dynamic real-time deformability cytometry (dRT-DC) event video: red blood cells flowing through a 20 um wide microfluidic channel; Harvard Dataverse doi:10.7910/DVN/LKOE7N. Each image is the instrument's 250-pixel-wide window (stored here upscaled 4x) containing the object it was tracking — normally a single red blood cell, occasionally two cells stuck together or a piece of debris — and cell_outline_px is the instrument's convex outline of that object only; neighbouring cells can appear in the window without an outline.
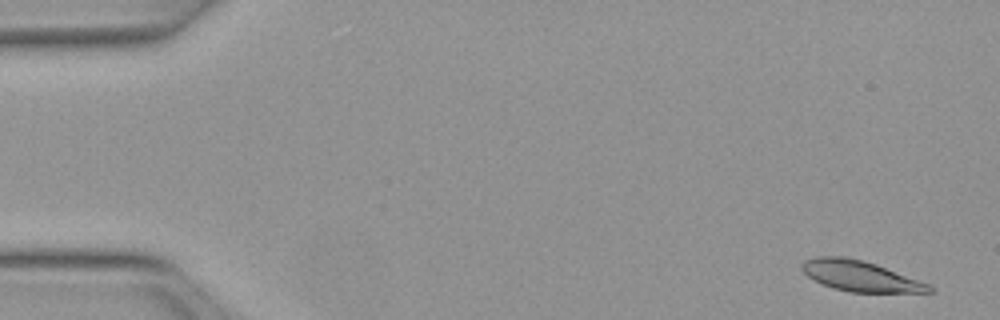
{"species": "Egyptian fruit bat (a non-hibernating species)", "species_latin": "Rousettus aegyptiacus", "temperature_condition": "warm", "stored_images_in_passage": 19, "camera_frame_rate_fps": 3000, "um_per_image_px": 0.085, "animal": {"sex": "female"}, "frame": {"image": 1, "passage_image": 3, "time_ms": 0.667, "image_size_px": [1000, 320], "cell_outline_px": [[932, 292], [848, 292], [832, 288], [808, 276], [800, 268], [800, 264], [804, 260], [816, 256], [848, 256], [864, 260], [876, 264], [932, 284]], "centroid_in_image_um": [73.12, 23.44], "position_along_channel_um": 11.9, "area_um2": 22.83}}
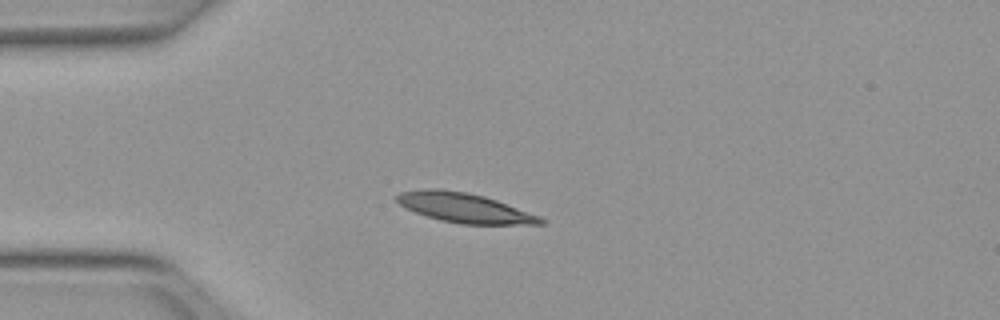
{"frame": {"image": 2, "passage_image": 14, "time_ms": 4.333, "image_size_px": [1000, 320], "cell_outline_px": [[544, 224], [460, 224], [440, 220], [416, 212], [400, 204], [396, 200], [396, 196], [400, 192], [432, 188], [440, 188], [468, 192], [484, 196], [496, 200], [540, 216], [544, 220]], "centroid_in_image_um": [39.48, 17.66], "position_along_channel_um": 45.5, "area_um2": 24.51}}
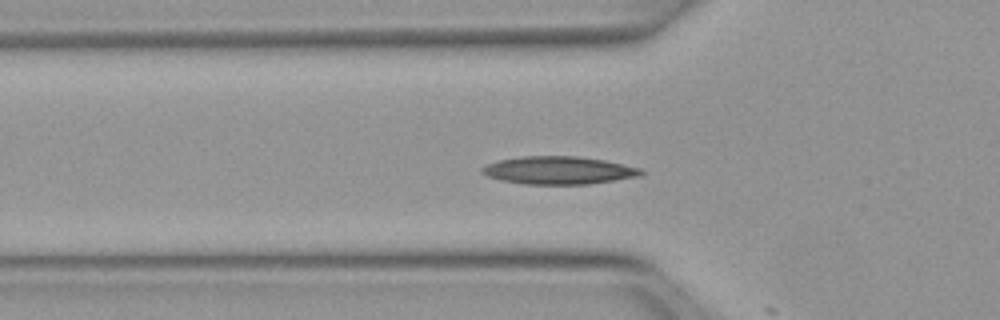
{"frame": {"image": 3, "passage_image": 18, "time_ms": 5.667, "image_size_px": [1000, 320], "cell_outline_px": [[644, 172], [640, 176], [588, 184], [524, 184], [500, 180], [488, 176], [480, 172], [480, 168], [488, 164], [500, 160], [524, 156], [576, 156], [604, 160], [640, 168]], "centroid_in_image_um": [47.47, 14.48], "position_along_channel_um": 78.3, "area_um2": 25.61}}